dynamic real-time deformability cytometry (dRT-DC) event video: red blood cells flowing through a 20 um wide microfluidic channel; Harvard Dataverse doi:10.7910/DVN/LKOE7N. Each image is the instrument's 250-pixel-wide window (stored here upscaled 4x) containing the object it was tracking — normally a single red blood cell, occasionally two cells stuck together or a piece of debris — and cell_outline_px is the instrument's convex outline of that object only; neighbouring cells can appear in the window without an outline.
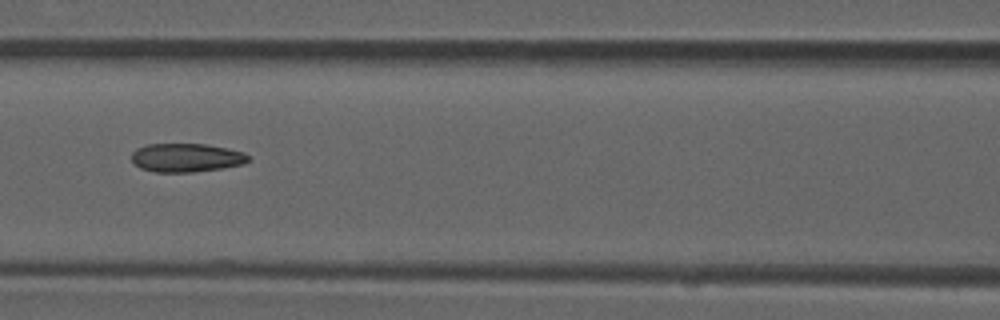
{"species": "common noctule bat (a hibernating species)", "species_latin": "Nyctalus noctula", "temperature_condition": "room temperature", "stored_images_in_passage": 9, "camera_frame_rate_fps": 3000, "um_per_image_px": 0.085, "animal": {"sex": "male", "forearm_length_mm": 52.5}, "frame": {"image": 1, "passage_image": 6, "time_ms": 1.667, "image_size_px": [1000, 320], "cell_outline_px": [[248, 160], [244, 164], [220, 168], [192, 172], [156, 172], [140, 168], [132, 160], [132, 152], [136, 148], [144, 144], [208, 144], [244, 152], [248, 156]], "centroid_in_image_um": [15.81, 13.39], "position_along_channel_um": 150.8, "area_um2": 19.42}}
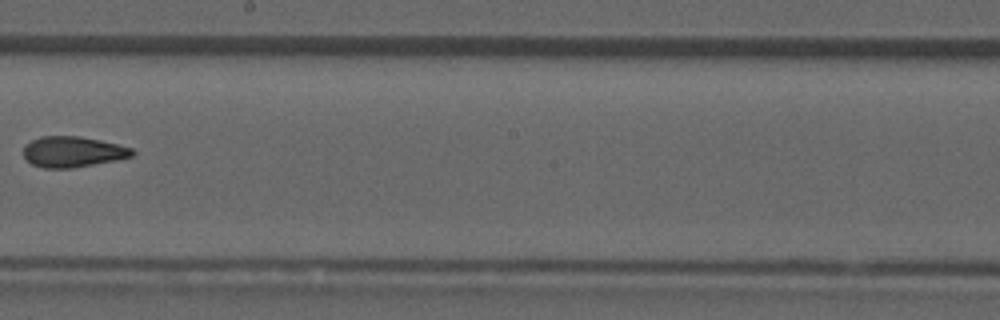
{"frame": {"image": 2, "passage_image": 8, "time_ms": 2.333, "image_size_px": [1000, 320], "cell_outline_px": [[136, 152], [132, 156], [116, 160], [72, 168], [44, 168], [32, 164], [24, 156], [24, 148], [32, 140], [44, 136], [80, 136], [100, 140], [132, 148]], "centroid_in_image_um": [6.21, 12.9], "position_along_channel_um": 242.0, "area_um2": 19.25}}
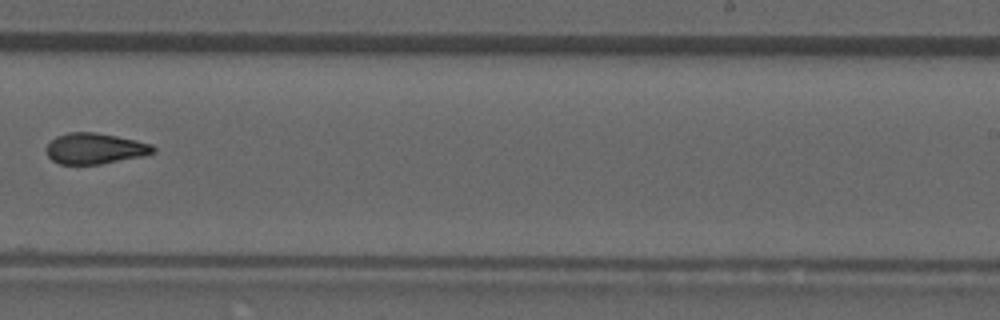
{"frame": {"image": 3, "passage_image": 9, "time_ms": 2.667, "image_size_px": [1000, 320], "cell_outline_px": [[156, 152], [144, 156], [100, 164], [60, 164], [52, 160], [48, 156], [48, 144], [56, 136], [68, 132], [96, 132], [136, 140], [152, 144], [156, 148]], "centroid_in_image_um": [8.11, 12.62], "position_along_channel_um": 280.9, "area_um2": 19.19}}